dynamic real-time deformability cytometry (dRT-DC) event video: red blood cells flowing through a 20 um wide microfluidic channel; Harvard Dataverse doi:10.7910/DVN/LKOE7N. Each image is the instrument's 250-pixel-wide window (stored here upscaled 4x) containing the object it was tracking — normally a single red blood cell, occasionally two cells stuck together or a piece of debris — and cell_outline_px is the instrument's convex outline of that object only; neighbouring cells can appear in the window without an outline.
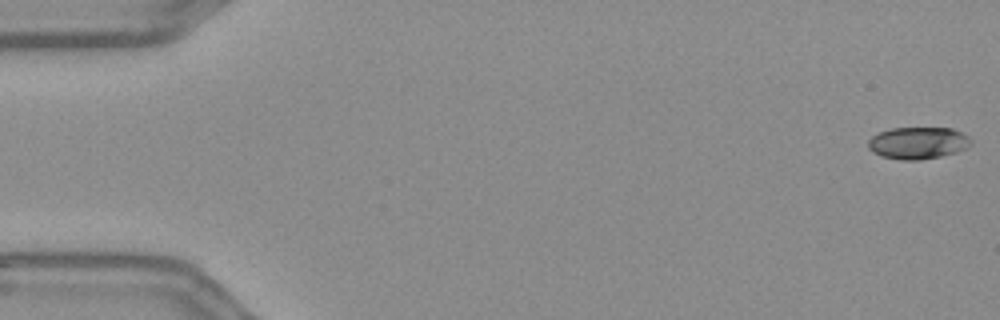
{"species": "Egyptian fruit bat (a non-hibernating species)", "species_latin": "Rousettus aegyptiacus", "temperature_condition": "warm", "stored_images_in_passage": 56, "camera_frame_rate_fps": 3000, "um_per_image_px": 0.085, "frame": {"image": 1, "passage_image": 1, "time_ms": 0.0, "image_size_px": [1000, 320], "cell_outline_px": [[972, 144], [968, 148], [956, 152], [940, 156], [920, 160], [900, 160], [880, 156], [872, 152], [868, 148], [868, 140], [872, 136], [880, 132], [892, 128], [952, 128], [968, 136], [972, 140]], "centroid_in_image_um": [78.03, 12.16], "position_along_channel_um": 7.0, "area_um2": 19.31}}
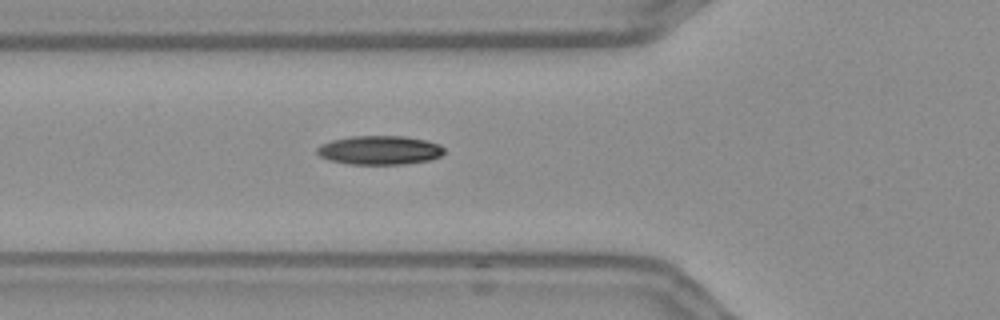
{"frame": {"image": 2, "passage_image": 20, "time_ms": 6.333, "image_size_px": [1000, 320], "cell_outline_px": [[444, 152], [440, 156], [428, 160], [404, 164], [348, 164], [328, 160], [320, 156], [316, 152], [316, 148], [320, 144], [332, 140], [348, 136], [404, 136], [424, 140], [440, 144], [444, 148]], "centroid_in_image_um": [32.23, 12.76], "position_along_channel_um": 93.6, "area_um2": 21.5}}
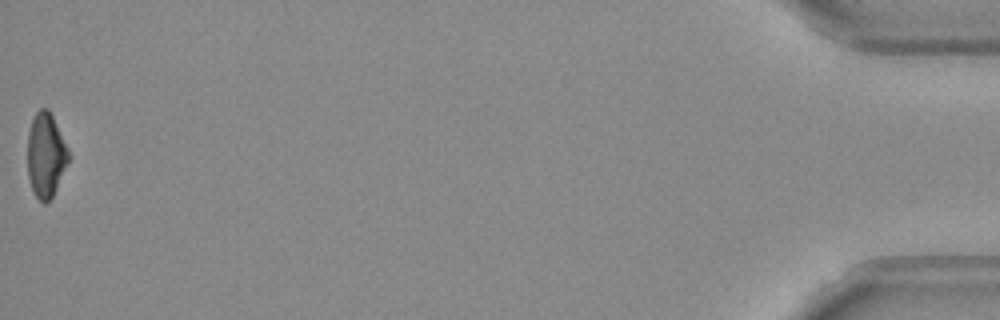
{"frame": {"image": 3, "passage_image": 56, "time_ms": 18.333, "image_size_px": [1000, 320], "cell_outline_px": [[68, 164], [52, 196], [44, 204], [36, 196], [32, 188], [28, 176], [28, 132], [32, 120], [36, 112], [40, 108], [48, 108], [68, 148]], "centroid_in_image_um": [3.89, 13.17], "position_along_channel_um": 431.3, "area_um2": 19.83}}